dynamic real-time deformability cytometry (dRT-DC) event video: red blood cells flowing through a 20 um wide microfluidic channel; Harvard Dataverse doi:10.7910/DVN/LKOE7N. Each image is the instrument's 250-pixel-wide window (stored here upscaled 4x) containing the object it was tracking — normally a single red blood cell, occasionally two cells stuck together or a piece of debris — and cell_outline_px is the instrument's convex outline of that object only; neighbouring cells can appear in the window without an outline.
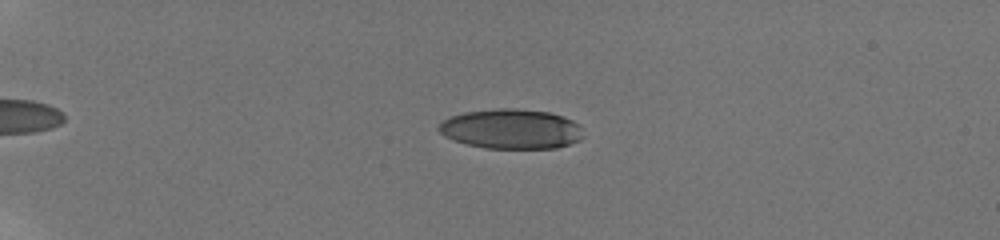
{"species": "human", "species_latin": "Homo sapiens", "temperature_condition": "room temperature", "stored_images_in_passage": 56, "camera_frame_rate_fps": 3000, "um_per_image_px": 0.085, "donor": {"sex": "male"}, "frame": {"image": 1, "passage_image": 15, "time_ms": 4.667, "image_size_px": [1000, 240], "cell_outline_px": [[584, 136], [580, 140], [556, 148], [484, 148], [468, 144], [444, 136], [436, 128], [444, 120], [452, 116], [464, 112], [500, 108], [516, 108], [548, 112], [564, 116], [580, 124]], "centroid_in_image_um": [43.49, 10.96], "position_along_channel_um": 41.5, "area_um2": 33.52}}
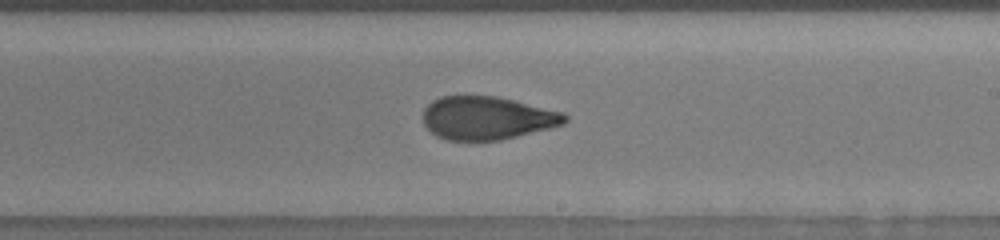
{"frame": {"image": 2, "passage_image": 37, "time_ms": 12.0, "image_size_px": [1000, 240], "cell_outline_px": [[568, 120], [564, 124], [500, 140], [448, 140], [436, 136], [424, 124], [424, 108], [432, 100], [440, 96], [496, 96], [564, 112], [568, 116]], "centroid_in_image_um": [41.4, 10.02], "position_along_channel_um": 247.6, "area_um2": 35.49}}
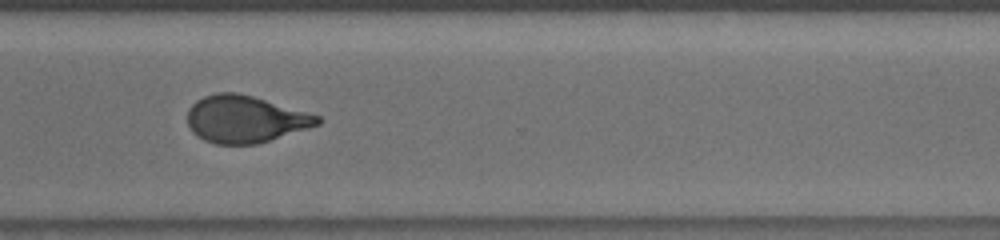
{"frame": {"image": 3, "passage_image": 45, "time_ms": 14.667, "image_size_px": [1000, 240], "cell_outline_px": [[320, 124], [308, 128], [256, 144], [216, 144], [204, 140], [196, 136], [192, 132], [188, 124], [188, 108], [196, 100], [204, 96], [216, 92], [236, 92], [252, 96], [320, 116]], "centroid_in_image_um": [20.79, 10.12], "position_along_channel_um": 349.8, "area_um2": 35.43}, "authors_computed_cell_mechanics": {"area_um2": 35.547, "velocity_mm_per_s": 3.8396, "shape_relaxation_time_tau1_ms": 7.2267, "shape_relaxation_time_tau2_ms": 1.189, "deformation_change_tau1": 0.2346, "deformation_change_tau2": 0.0822}}